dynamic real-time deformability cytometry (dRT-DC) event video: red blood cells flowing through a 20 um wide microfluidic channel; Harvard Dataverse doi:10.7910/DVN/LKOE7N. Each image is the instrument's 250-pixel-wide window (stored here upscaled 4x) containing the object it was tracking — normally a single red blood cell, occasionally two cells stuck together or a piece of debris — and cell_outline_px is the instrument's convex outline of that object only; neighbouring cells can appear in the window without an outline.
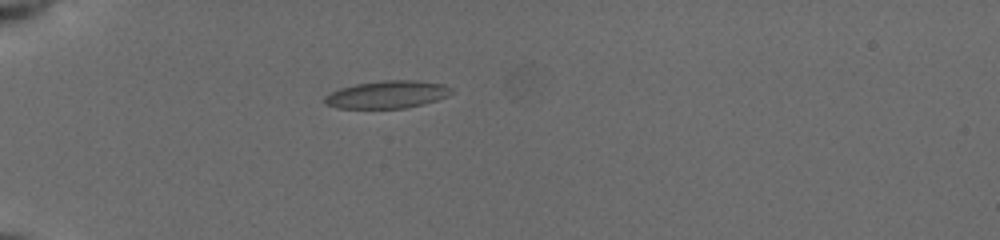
{"species": "common noctule bat (a hibernating species)", "species_latin": "Nyctalus noctula", "temperature_condition": "cold", "stored_images_in_passage": 23, "camera_frame_rate_fps": 3000, "um_per_image_px": 0.085, "animal": {"sex": "female", "body_mass_g": 19.5, "forearm_length_mm": 54.1}, "frame": {"image": 1, "passage_image": 1, "time_ms": 0.0, "image_size_px": [1000, 240], "cell_outline_px": [[452, 92], [448, 96], [436, 100], [404, 108], [336, 108], [324, 104], [324, 96], [328, 92], [340, 88], [356, 84], [384, 80], [416, 80], [444, 84], [452, 88]], "centroid_in_image_um": [32.87, 8.03], "position_along_channel_um": 52.1, "area_um2": 20.4}}
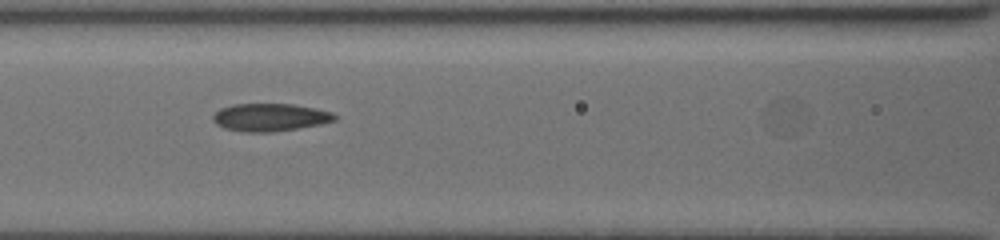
{"frame": {"image": 2, "passage_image": 10, "time_ms": 3.0, "image_size_px": [1000, 240], "cell_outline_px": [[336, 120], [320, 124], [272, 132], [244, 132], [224, 128], [216, 124], [212, 120], [212, 116], [220, 108], [232, 104], [292, 104], [316, 108], [332, 112], [336, 116]], "centroid_in_image_um": [22.92, 9.97], "position_along_channel_um": 143.7, "area_um2": 19.65}}
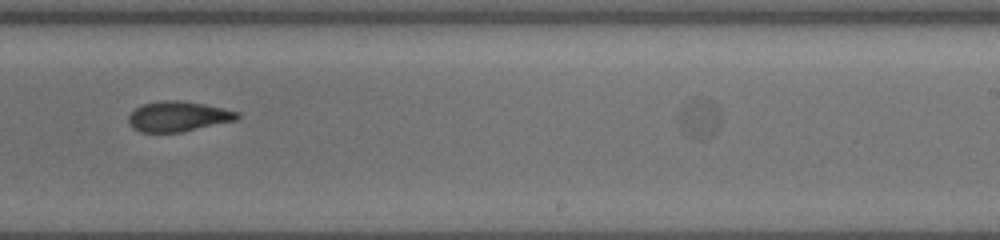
{"frame": {"image": 3, "passage_image": 20, "time_ms": 6.333, "image_size_px": [1000, 240], "cell_outline_px": [[240, 116], [236, 120], [180, 132], [140, 132], [132, 128], [128, 120], [128, 116], [140, 104], [160, 100], [184, 100], [224, 108], [240, 112]], "centroid_in_image_um": [15.13, 9.88], "position_along_channel_um": 273.9, "area_um2": 19.25}}